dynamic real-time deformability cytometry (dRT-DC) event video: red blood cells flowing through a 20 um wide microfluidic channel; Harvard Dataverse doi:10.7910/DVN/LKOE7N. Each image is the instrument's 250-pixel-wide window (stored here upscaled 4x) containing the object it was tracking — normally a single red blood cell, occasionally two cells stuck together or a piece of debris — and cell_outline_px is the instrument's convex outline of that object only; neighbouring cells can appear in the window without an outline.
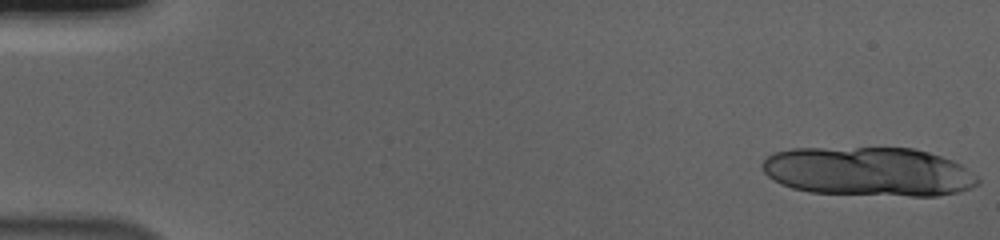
{"species": "human", "species_latin": "Homo sapiens", "temperature_condition": "cold", "stored_images_in_passage": 16, "camera_frame_rate_fps": 3000, "um_per_image_px": 0.085, "donor": {"sex": "male"}, "frame": {"image": 1, "passage_image": 1, "time_ms": 0.0, "image_size_px": [1000, 240], "cell_outline_px": [[980, 184], [972, 188], [960, 192], [936, 196], [912, 196], [808, 192], [792, 188], [780, 184], [772, 180], [764, 172], [760, 164], [772, 152], [792, 148], [912, 148], [928, 152], [952, 160], [960, 164], [976, 176], [980, 180]], "centroid_in_image_um": [73.81, 14.59], "position_along_channel_um": 11.2, "area_um2": 62.02}}